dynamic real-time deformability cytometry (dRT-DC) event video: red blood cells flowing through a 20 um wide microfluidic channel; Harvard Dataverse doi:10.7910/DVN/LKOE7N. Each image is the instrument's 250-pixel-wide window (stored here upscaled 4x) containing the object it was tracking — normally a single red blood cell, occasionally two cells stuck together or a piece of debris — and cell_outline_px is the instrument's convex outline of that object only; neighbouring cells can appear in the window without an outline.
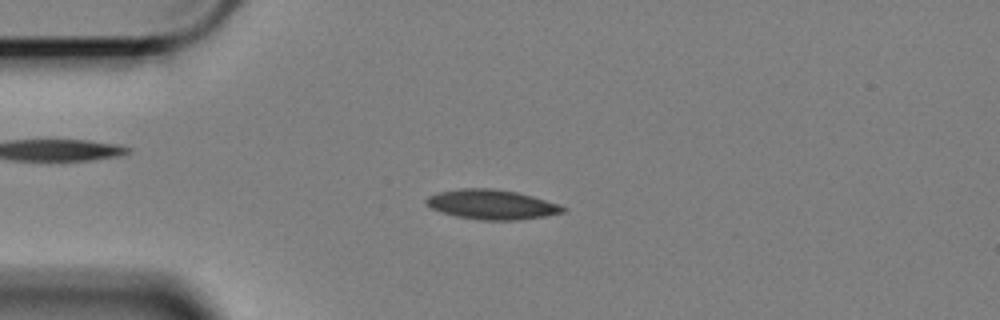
{"species": "Egyptian fruit bat (a non-hibernating species)", "species_latin": "Rousettus aegyptiacus", "temperature_condition": "cold", "stored_images_in_passage": 38, "camera_frame_rate_fps": 3000, "um_per_image_px": 0.085, "animal": {"sex": "female"}, "frame": {"image": 1, "passage_image": 14, "time_ms": 4.333, "image_size_px": [1000, 320], "cell_outline_px": [[568, 208], [564, 212], [544, 216], [516, 220], [480, 220], [456, 216], [432, 208], [424, 204], [424, 200], [428, 196], [440, 192], [460, 188], [492, 188], [516, 192], [532, 196], [560, 204]], "centroid_in_image_um": [41.8, 17.38], "position_along_channel_um": 43.2, "area_um2": 23.58}}
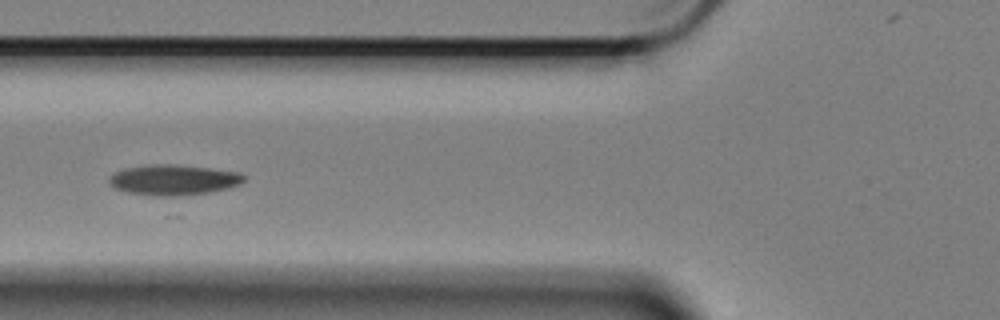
{"frame": {"image": 2, "passage_image": 22, "time_ms": 7.0, "image_size_px": [1000, 320], "cell_outline_px": [[244, 180], [240, 184], [228, 188], [208, 192], [176, 196], [156, 196], [128, 192], [116, 188], [108, 184], [108, 176], [124, 168], [144, 164], [172, 164], [208, 168], [240, 172], [244, 176]], "centroid_in_image_um": [14.7, 15.28], "position_along_channel_um": 111.1, "area_um2": 23.93}}
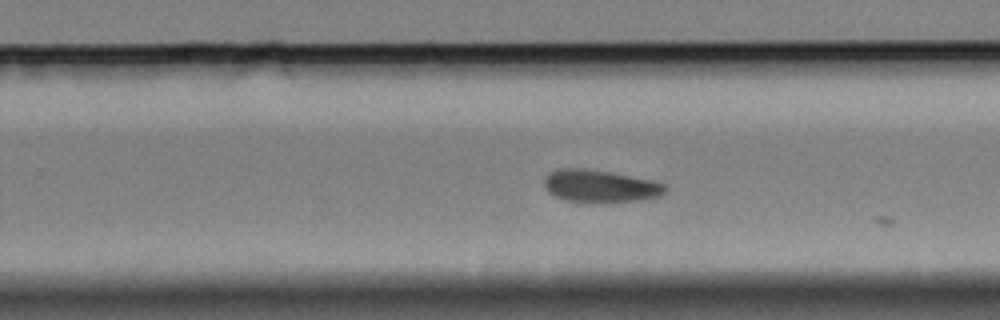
{"frame": {"image": 3, "passage_image": 37, "time_ms": 12.0, "image_size_px": [1000, 320], "cell_outline_px": [[668, 188], [660, 196], [640, 200], [600, 204], [584, 204], [564, 200], [548, 192], [544, 188], [544, 180], [552, 172], [560, 168], [584, 168], [608, 172], [652, 180], [664, 184]], "centroid_in_image_um": [51.0, 15.86], "position_along_channel_um": 278.8, "area_um2": 23.29}}